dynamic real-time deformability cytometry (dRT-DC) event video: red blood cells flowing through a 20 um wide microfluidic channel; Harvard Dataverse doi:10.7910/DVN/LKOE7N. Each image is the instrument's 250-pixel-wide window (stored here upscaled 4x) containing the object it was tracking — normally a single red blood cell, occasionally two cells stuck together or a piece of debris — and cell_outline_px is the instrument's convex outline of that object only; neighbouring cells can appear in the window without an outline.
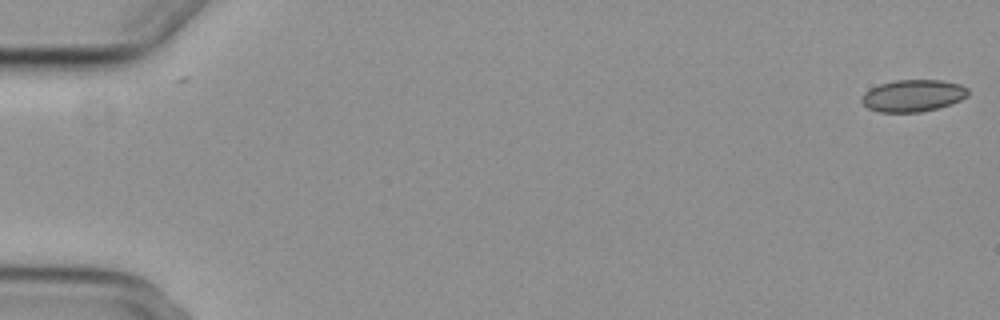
{"species": "common noctule bat (a hibernating species)", "species_latin": "Nyctalus noctula", "temperature_condition": "cold", "stored_images_in_passage": 5, "camera_frame_rate_fps": 3000, "um_per_image_px": 0.085, "animal": {"sex": "female", "body_mass_g": 29.2, "forearm_length_mm": 56.3}, "frame": {"image": 1, "passage_image": 1, "time_ms": 0.0, "image_size_px": [1000, 320], "cell_outline_px": [[968, 96], [960, 100], [936, 108], [920, 112], [880, 112], [868, 108], [860, 100], [864, 92], [880, 84], [896, 80], [940, 80], [960, 84], [968, 88]], "centroid_in_image_um": [77.6, 8.12], "position_along_channel_um": 7.4, "area_um2": 19.65}}
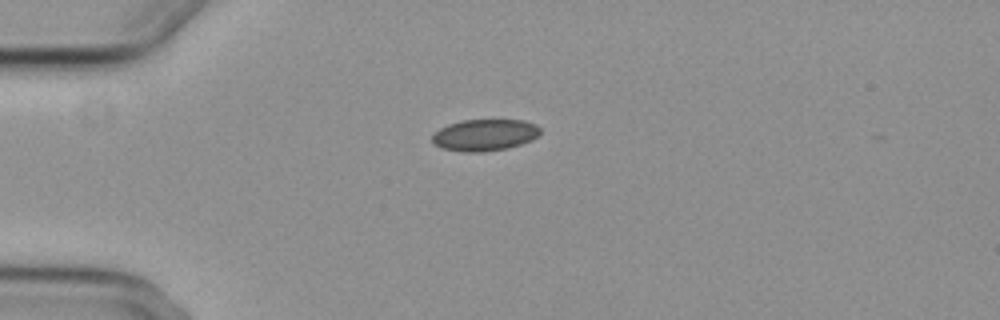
{"frame": {"image": 2, "passage_image": 5, "time_ms": 4.667, "image_size_px": [1000, 320], "cell_outline_px": [[540, 132], [532, 140], [508, 148], [484, 152], [464, 152], [440, 148], [432, 144], [432, 136], [440, 128], [448, 124], [464, 120], [524, 120], [536, 124], [540, 128]], "centroid_in_image_um": [41.18, 11.48], "position_along_channel_um": 43.8, "area_um2": 20.0}}